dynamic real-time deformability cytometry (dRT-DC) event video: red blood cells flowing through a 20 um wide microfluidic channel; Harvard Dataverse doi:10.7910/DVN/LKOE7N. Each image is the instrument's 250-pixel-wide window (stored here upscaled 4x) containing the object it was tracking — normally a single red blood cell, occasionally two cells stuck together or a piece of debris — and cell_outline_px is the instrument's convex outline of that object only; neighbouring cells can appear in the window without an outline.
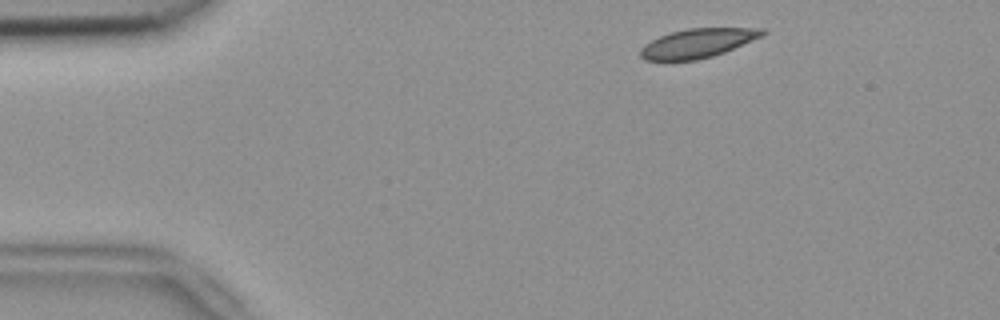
{"species": "common noctule bat (a hibernating species)", "species_latin": "Nyctalus noctula", "temperature_condition": "room temperature", "stored_images_in_passage": 48, "camera_frame_rate_fps": 3000, "um_per_image_px": 0.085, "animal": {"sex": "female", "body_mass_g": 18.4}, "frame": {"image": 1, "passage_image": 3, "time_ms": 0.667, "image_size_px": [1000, 320], "cell_outline_px": [[768, 32], [764, 36], [724, 52], [712, 56], [696, 60], [644, 60], [640, 56], [640, 48], [644, 44], [660, 36], [672, 32], [688, 28], [764, 28]], "centroid_in_image_um": [59.33, 3.66], "position_along_channel_um": 25.7, "area_um2": 20.69}}
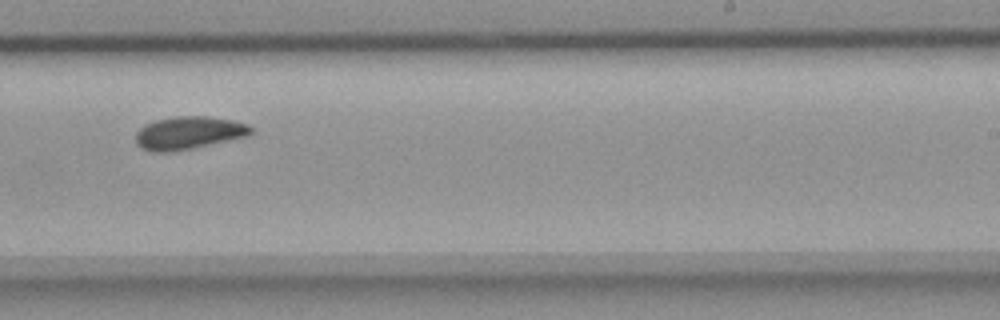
{"frame": {"image": 2, "passage_image": 28, "time_ms": 9.0, "image_size_px": [1000, 320], "cell_outline_px": [[252, 132], [248, 136], [192, 148], [172, 152], [152, 152], [140, 148], [136, 144], [136, 132], [144, 124], [156, 120], [176, 116], [208, 116], [232, 120], [248, 124], [252, 128]], "centroid_in_image_um": [16.01, 11.3], "position_along_channel_um": 273.0, "area_um2": 22.14}}
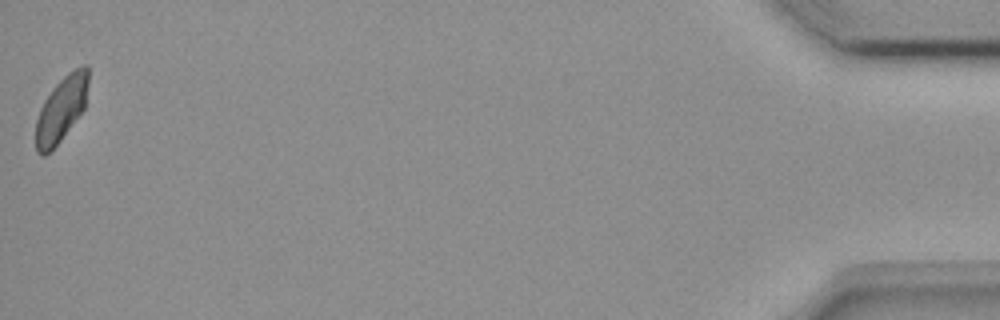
{"frame": {"image": 3, "passage_image": 48, "time_ms": 15.667, "image_size_px": [1000, 320], "cell_outline_px": [[88, 84], [84, 108], [60, 140], [44, 156], [40, 156], [36, 152], [36, 120], [40, 108], [44, 100], [56, 84], [68, 72], [84, 64], [88, 64]], "centroid_in_image_um": [5.2, 9.25], "position_along_channel_um": 430.0, "area_um2": 19.59}, "authors_computed_cell_mechanics": {"area_um2": 21.4438, "velocity_mm_per_s": 3.7837, "shape_relaxation_time_tau1_ms": 5.2688, "shape_relaxation_time_tau2_ms": null, "deformation_change_tau1": 0.1049, "deformation_change_tau2": null}}